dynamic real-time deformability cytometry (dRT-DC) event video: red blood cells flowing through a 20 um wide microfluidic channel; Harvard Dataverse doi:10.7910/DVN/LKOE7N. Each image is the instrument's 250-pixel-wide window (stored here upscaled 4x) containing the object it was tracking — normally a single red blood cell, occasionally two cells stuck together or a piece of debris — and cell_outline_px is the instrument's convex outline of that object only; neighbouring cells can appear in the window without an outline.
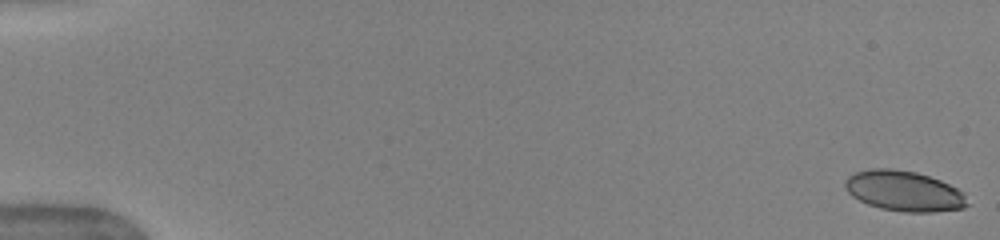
{"species": "human", "species_latin": "Homo sapiens", "temperature_condition": "warm", "stored_images_in_passage": 52, "camera_frame_rate_fps": 3000, "um_per_image_px": 0.085, "donor": {"sex": "female"}, "frame": {"image": 1, "passage_image": 1, "time_ms": 0.0, "image_size_px": [1000, 240], "cell_outline_px": [[972, 204], [964, 208], [932, 212], [904, 212], [880, 208], [868, 204], [852, 196], [848, 192], [844, 184], [844, 180], [848, 176], [856, 172], [872, 168], [892, 168], [916, 172], [940, 180], [964, 192]], "centroid_in_image_um": [76.87, 16.24], "position_along_channel_um": 8.1, "area_um2": 28.96}}
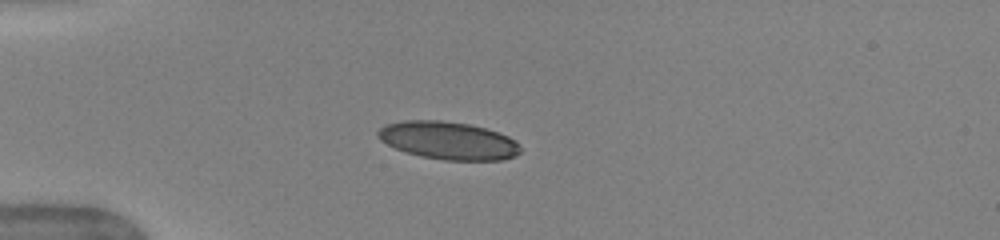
{"frame": {"image": 2, "passage_image": 15, "time_ms": 4.667, "image_size_px": [1000, 240], "cell_outline_px": [[520, 152], [516, 156], [504, 160], [444, 160], [420, 156], [396, 148], [380, 140], [376, 136], [376, 132], [384, 124], [404, 120], [440, 120], [468, 124], [484, 128], [508, 136], [516, 140], [520, 144]], "centroid_in_image_um": [38.1, 11.94], "position_along_channel_um": 46.9, "area_um2": 31.44}}
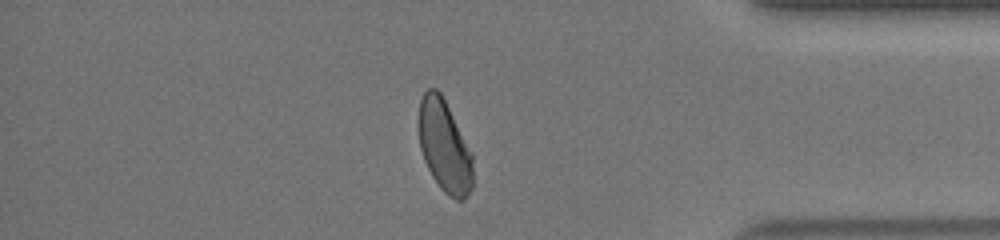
{"frame": {"image": 3, "passage_image": 45, "time_ms": 14.667, "image_size_px": [1000, 240], "cell_outline_px": [[472, 188], [468, 196], [464, 200], [456, 200], [448, 196], [440, 188], [432, 176], [424, 160], [420, 148], [420, 100], [424, 92], [428, 88], [436, 88], [440, 92], [472, 152]], "centroid_in_image_um": [37.8, 12.47], "position_along_channel_um": 397.4, "area_um2": 28.78}, "authors_computed_cell_mechanics": {"area_um2": 29.9404, "velocity_mm_per_s": 3.9679, "shape_relaxation_time_tau1_ms": 5.1167, "shape_relaxation_time_tau2_ms": 0.819, "deformation_change_tau1": 0.1445, "deformation_change_tau2": 0.0539}}